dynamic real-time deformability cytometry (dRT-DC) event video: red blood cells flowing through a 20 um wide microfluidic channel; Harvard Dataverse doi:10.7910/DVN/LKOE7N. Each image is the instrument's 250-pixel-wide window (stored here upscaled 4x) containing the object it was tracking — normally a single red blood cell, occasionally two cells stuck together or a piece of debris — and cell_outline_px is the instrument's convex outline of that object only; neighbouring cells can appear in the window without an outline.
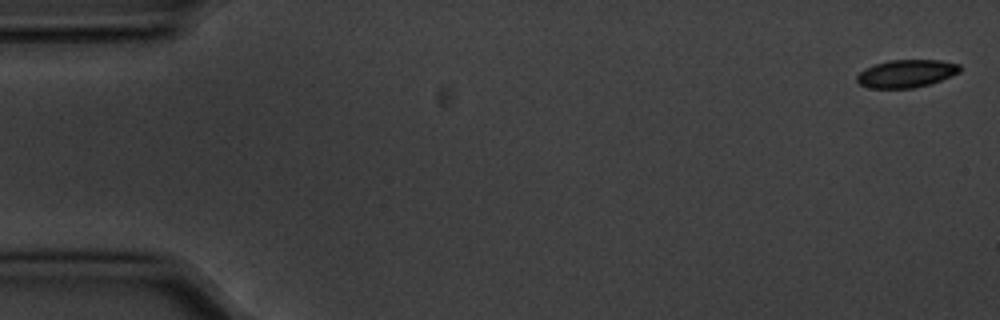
{"species": "common noctule bat (a hibernating species)", "species_latin": "Nyctalus noctula", "temperature_condition": "cold", "stored_images_in_passage": 4, "segment_of_instrument_passage": [2, 2], "camera_frame_rate_fps": 3000, "um_per_image_px": 0.085, "animal": {"sex": "male", "body_mass_g": 20.1, "forearm_length_mm": 53.5}, "frame": {"image": 1, "passage_image": 4, "time_ms": 1.0, "image_size_px": [1000, 320], "cell_outline_px": [[960, 72], [940, 80], [928, 84], [912, 88], [872, 88], [860, 84], [856, 80], [856, 76], [864, 68], [888, 60], [940, 60], [960, 64]], "centroid_in_image_um": [77.02, 6.24], "position_along_channel_um": 8.0, "area_um2": 16.53}}